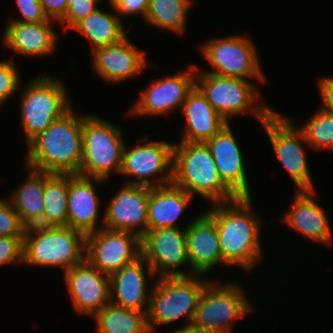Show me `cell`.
<instances>
[{"label": "cell", "mask_w": 333, "mask_h": 333, "mask_svg": "<svg viewBox=\"0 0 333 333\" xmlns=\"http://www.w3.org/2000/svg\"><path fill=\"white\" fill-rule=\"evenodd\" d=\"M298 128L303 132L310 149L333 151V114L319 108Z\"/></svg>", "instance_id": "obj_32"}, {"label": "cell", "mask_w": 333, "mask_h": 333, "mask_svg": "<svg viewBox=\"0 0 333 333\" xmlns=\"http://www.w3.org/2000/svg\"><path fill=\"white\" fill-rule=\"evenodd\" d=\"M99 0H67V10L65 16L58 22L65 32L71 29L81 19L95 12L98 8Z\"/></svg>", "instance_id": "obj_35"}, {"label": "cell", "mask_w": 333, "mask_h": 333, "mask_svg": "<svg viewBox=\"0 0 333 333\" xmlns=\"http://www.w3.org/2000/svg\"><path fill=\"white\" fill-rule=\"evenodd\" d=\"M12 263L23 265V237L0 236V266Z\"/></svg>", "instance_id": "obj_36"}, {"label": "cell", "mask_w": 333, "mask_h": 333, "mask_svg": "<svg viewBox=\"0 0 333 333\" xmlns=\"http://www.w3.org/2000/svg\"><path fill=\"white\" fill-rule=\"evenodd\" d=\"M68 174L43 171L42 226H67Z\"/></svg>", "instance_id": "obj_29"}, {"label": "cell", "mask_w": 333, "mask_h": 333, "mask_svg": "<svg viewBox=\"0 0 333 333\" xmlns=\"http://www.w3.org/2000/svg\"><path fill=\"white\" fill-rule=\"evenodd\" d=\"M30 170L28 177L19 184L8 200L19 215L22 224L28 228L42 226L43 216V171Z\"/></svg>", "instance_id": "obj_27"}, {"label": "cell", "mask_w": 333, "mask_h": 333, "mask_svg": "<svg viewBox=\"0 0 333 333\" xmlns=\"http://www.w3.org/2000/svg\"><path fill=\"white\" fill-rule=\"evenodd\" d=\"M54 22L22 23L8 21L4 28L3 45L13 54L47 56L56 50L59 34L53 30Z\"/></svg>", "instance_id": "obj_24"}, {"label": "cell", "mask_w": 333, "mask_h": 333, "mask_svg": "<svg viewBox=\"0 0 333 333\" xmlns=\"http://www.w3.org/2000/svg\"><path fill=\"white\" fill-rule=\"evenodd\" d=\"M213 280L203 289L191 324L221 333H232L234 322L253 313L252 303L238 282L226 281L223 284Z\"/></svg>", "instance_id": "obj_9"}, {"label": "cell", "mask_w": 333, "mask_h": 333, "mask_svg": "<svg viewBox=\"0 0 333 333\" xmlns=\"http://www.w3.org/2000/svg\"><path fill=\"white\" fill-rule=\"evenodd\" d=\"M73 109L27 144L26 167L49 174L79 173L86 114L79 116Z\"/></svg>", "instance_id": "obj_2"}, {"label": "cell", "mask_w": 333, "mask_h": 333, "mask_svg": "<svg viewBox=\"0 0 333 333\" xmlns=\"http://www.w3.org/2000/svg\"><path fill=\"white\" fill-rule=\"evenodd\" d=\"M95 320L96 333H150L146 313L108 303Z\"/></svg>", "instance_id": "obj_30"}, {"label": "cell", "mask_w": 333, "mask_h": 333, "mask_svg": "<svg viewBox=\"0 0 333 333\" xmlns=\"http://www.w3.org/2000/svg\"><path fill=\"white\" fill-rule=\"evenodd\" d=\"M261 125L297 191L316 190L304 147L310 149V146L303 132L296 127V121L274 110Z\"/></svg>", "instance_id": "obj_11"}, {"label": "cell", "mask_w": 333, "mask_h": 333, "mask_svg": "<svg viewBox=\"0 0 333 333\" xmlns=\"http://www.w3.org/2000/svg\"><path fill=\"white\" fill-rule=\"evenodd\" d=\"M316 190H296L290 209L282 217L287 226L314 243L330 246L332 228L327 212L317 203Z\"/></svg>", "instance_id": "obj_23"}, {"label": "cell", "mask_w": 333, "mask_h": 333, "mask_svg": "<svg viewBox=\"0 0 333 333\" xmlns=\"http://www.w3.org/2000/svg\"><path fill=\"white\" fill-rule=\"evenodd\" d=\"M230 124L227 123L205 143L211 151L223 183L237 197H252L243 154Z\"/></svg>", "instance_id": "obj_19"}, {"label": "cell", "mask_w": 333, "mask_h": 333, "mask_svg": "<svg viewBox=\"0 0 333 333\" xmlns=\"http://www.w3.org/2000/svg\"><path fill=\"white\" fill-rule=\"evenodd\" d=\"M48 19L57 23L65 16L67 0H39Z\"/></svg>", "instance_id": "obj_40"}, {"label": "cell", "mask_w": 333, "mask_h": 333, "mask_svg": "<svg viewBox=\"0 0 333 333\" xmlns=\"http://www.w3.org/2000/svg\"><path fill=\"white\" fill-rule=\"evenodd\" d=\"M119 0H108V4L114 6Z\"/></svg>", "instance_id": "obj_42"}, {"label": "cell", "mask_w": 333, "mask_h": 333, "mask_svg": "<svg viewBox=\"0 0 333 333\" xmlns=\"http://www.w3.org/2000/svg\"><path fill=\"white\" fill-rule=\"evenodd\" d=\"M142 256L156 278L188 276L179 269L186 264L190 267L185 228L148 230L142 237Z\"/></svg>", "instance_id": "obj_15"}, {"label": "cell", "mask_w": 333, "mask_h": 333, "mask_svg": "<svg viewBox=\"0 0 333 333\" xmlns=\"http://www.w3.org/2000/svg\"><path fill=\"white\" fill-rule=\"evenodd\" d=\"M109 201L101 220L103 227L132 232L142 238L147 232L149 187L123 184Z\"/></svg>", "instance_id": "obj_17"}, {"label": "cell", "mask_w": 333, "mask_h": 333, "mask_svg": "<svg viewBox=\"0 0 333 333\" xmlns=\"http://www.w3.org/2000/svg\"><path fill=\"white\" fill-rule=\"evenodd\" d=\"M85 235L68 226H31L23 237V264L61 267L66 272L85 259Z\"/></svg>", "instance_id": "obj_4"}, {"label": "cell", "mask_w": 333, "mask_h": 333, "mask_svg": "<svg viewBox=\"0 0 333 333\" xmlns=\"http://www.w3.org/2000/svg\"><path fill=\"white\" fill-rule=\"evenodd\" d=\"M196 64L188 65L186 71L157 78L146 86L144 92L128 112L129 115L148 117L162 116L182 108L189 92L195 86Z\"/></svg>", "instance_id": "obj_14"}, {"label": "cell", "mask_w": 333, "mask_h": 333, "mask_svg": "<svg viewBox=\"0 0 333 333\" xmlns=\"http://www.w3.org/2000/svg\"><path fill=\"white\" fill-rule=\"evenodd\" d=\"M105 182L107 181L78 174H68V227L83 233L85 236L103 228L104 222H99L101 199L96 192L95 183Z\"/></svg>", "instance_id": "obj_21"}, {"label": "cell", "mask_w": 333, "mask_h": 333, "mask_svg": "<svg viewBox=\"0 0 333 333\" xmlns=\"http://www.w3.org/2000/svg\"><path fill=\"white\" fill-rule=\"evenodd\" d=\"M143 138L132 148L124 146L119 175L133 177L124 184L157 187L172 183L173 144L148 141L147 135Z\"/></svg>", "instance_id": "obj_12"}, {"label": "cell", "mask_w": 333, "mask_h": 333, "mask_svg": "<svg viewBox=\"0 0 333 333\" xmlns=\"http://www.w3.org/2000/svg\"><path fill=\"white\" fill-rule=\"evenodd\" d=\"M25 229L10 201L0 197V236L24 237Z\"/></svg>", "instance_id": "obj_34"}, {"label": "cell", "mask_w": 333, "mask_h": 333, "mask_svg": "<svg viewBox=\"0 0 333 333\" xmlns=\"http://www.w3.org/2000/svg\"><path fill=\"white\" fill-rule=\"evenodd\" d=\"M156 280L152 268L141 256L109 276L110 303L126 309L148 312V281Z\"/></svg>", "instance_id": "obj_22"}, {"label": "cell", "mask_w": 333, "mask_h": 333, "mask_svg": "<svg viewBox=\"0 0 333 333\" xmlns=\"http://www.w3.org/2000/svg\"><path fill=\"white\" fill-rule=\"evenodd\" d=\"M142 256V238L132 232L101 228L85 237V259L110 276Z\"/></svg>", "instance_id": "obj_13"}, {"label": "cell", "mask_w": 333, "mask_h": 333, "mask_svg": "<svg viewBox=\"0 0 333 333\" xmlns=\"http://www.w3.org/2000/svg\"><path fill=\"white\" fill-rule=\"evenodd\" d=\"M172 183L192 197L199 195L213 204L238 198L221 180L204 142L173 143Z\"/></svg>", "instance_id": "obj_3"}, {"label": "cell", "mask_w": 333, "mask_h": 333, "mask_svg": "<svg viewBox=\"0 0 333 333\" xmlns=\"http://www.w3.org/2000/svg\"><path fill=\"white\" fill-rule=\"evenodd\" d=\"M246 35L208 38L199 46L200 52L212 70L204 73L264 83L266 78L260 66L256 45Z\"/></svg>", "instance_id": "obj_10"}, {"label": "cell", "mask_w": 333, "mask_h": 333, "mask_svg": "<svg viewBox=\"0 0 333 333\" xmlns=\"http://www.w3.org/2000/svg\"><path fill=\"white\" fill-rule=\"evenodd\" d=\"M181 110L185 123L180 141L205 143L228 123L196 86L189 92Z\"/></svg>", "instance_id": "obj_25"}, {"label": "cell", "mask_w": 333, "mask_h": 333, "mask_svg": "<svg viewBox=\"0 0 333 333\" xmlns=\"http://www.w3.org/2000/svg\"><path fill=\"white\" fill-rule=\"evenodd\" d=\"M252 203V197H238L231 202L213 204L206 211L216 224L224 262L247 273L264 261L262 220L253 211Z\"/></svg>", "instance_id": "obj_1"}, {"label": "cell", "mask_w": 333, "mask_h": 333, "mask_svg": "<svg viewBox=\"0 0 333 333\" xmlns=\"http://www.w3.org/2000/svg\"><path fill=\"white\" fill-rule=\"evenodd\" d=\"M125 24L115 12L101 10L100 7L95 12L81 19L71 29L79 32L92 43L93 51L96 48L112 45L121 41L129 34V29L125 30Z\"/></svg>", "instance_id": "obj_28"}, {"label": "cell", "mask_w": 333, "mask_h": 333, "mask_svg": "<svg viewBox=\"0 0 333 333\" xmlns=\"http://www.w3.org/2000/svg\"><path fill=\"white\" fill-rule=\"evenodd\" d=\"M13 57L16 55L9 60L0 61V106L13 97L12 95L17 94L23 81Z\"/></svg>", "instance_id": "obj_33"}, {"label": "cell", "mask_w": 333, "mask_h": 333, "mask_svg": "<svg viewBox=\"0 0 333 333\" xmlns=\"http://www.w3.org/2000/svg\"><path fill=\"white\" fill-rule=\"evenodd\" d=\"M20 12L19 19H9L8 21H17L22 23L55 22L48 19L45 15L39 0H15Z\"/></svg>", "instance_id": "obj_37"}, {"label": "cell", "mask_w": 333, "mask_h": 333, "mask_svg": "<svg viewBox=\"0 0 333 333\" xmlns=\"http://www.w3.org/2000/svg\"><path fill=\"white\" fill-rule=\"evenodd\" d=\"M317 85L324 105L320 109L333 114V75L320 77Z\"/></svg>", "instance_id": "obj_39"}, {"label": "cell", "mask_w": 333, "mask_h": 333, "mask_svg": "<svg viewBox=\"0 0 333 333\" xmlns=\"http://www.w3.org/2000/svg\"><path fill=\"white\" fill-rule=\"evenodd\" d=\"M116 124L97 115L83 119L82 159L78 175L107 181L120 173L125 140ZM112 173V174H111Z\"/></svg>", "instance_id": "obj_8"}, {"label": "cell", "mask_w": 333, "mask_h": 333, "mask_svg": "<svg viewBox=\"0 0 333 333\" xmlns=\"http://www.w3.org/2000/svg\"><path fill=\"white\" fill-rule=\"evenodd\" d=\"M32 79L19 89V118L26 145L72 108L68 89L60 77L42 74Z\"/></svg>", "instance_id": "obj_6"}, {"label": "cell", "mask_w": 333, "mask_h": 333, "mask_svg": "<svg viewBox=\"0 0 333 333\" xmlns=\"http://www.w3.org/2000/svg\"><path fill=\"white\" fill-rule=\"evenodd\" d=\"M193 197L184 189L170 183L149 187L147 231L160 228H182L177 223Z\"/></svg>", "instance_id": "obj_26"}, {"label": "cell", "mask_w": 333, "mask_h": 333, "mask_svg": "<svg viewBox=\"0 0 333 333\" xmlns=\"http://www.w3.org/2000/svg\"><path fill=\"white\" fill-rule=\"evenodd\" d=\"M171 333H221L215 330H208L189 324L187 326H182L176 330H173Z\"/></svg>", "instance_id": "obj_41"}, {"label": "cell", "mask_w": 333, "mask_h": 333, "mask_svg": "<svg viewBox=\"0 0 333 333\" xmlns=\"http://www.w3.org/2000/svg\"><path fill=\"white\" fill-rule=\"evenodd\" d=\"M128 37L92 51L91 66L104 81L117 84L136 78L149 63L146 51L134 45Z\"/></svg>", "instance_id": "obj_18"}, {"label": "cell", "mask_w": 333, "mask_h": 333, "mask_svg": "<svg viewBox=\"0 0 333 333\" xmlns=\"http://www.w3.org/2000/svg\"><path fill=\"white\" fill-rule=\"evenodd\" d=\"M108 5V7L113 8L112 11H115L120 18L123 15L132 17L140 14L145 19L149 0H119L114 6Z\"/></svg>", "instance_id": "obj_38"}, {"label": "cell", "mask_w": 333, "mask_h": 333, "mask_svg": "<svg viewBox=\"0 0 333 333\" xmlns=\"http://www.w3.org/2000/svg\"><path fill=\"white\" fill-rule=\"evenodd\" d=\"M198 69L196 65L195 86L228 123L230 118L246 112L262 123L274 111L258 101L261 93L253 81L204 73Z\"/></svg>", "instance_id": "obj_7"}, {"label": "cell", "mask_w": 333, "mask_h": 333, "mask_svg": "<svg viewBox=\"0 0 333 333\" xmlns=\"http://www.w3.org/2000/svg\"><path fill=\"white\" fill-rule=\"evenodd\" d=\"M185 235L190 262L188 276L205 275L218 264L227 266L221 254L216 224L206 210L185 225Z\"/></svg>", "instance_id": "obj_20"}, {"label": "cell", "mask_w": 333, "mask_h": 333, "mask_svg": "<svg viewBox=\"0 0 333 333\" xmlns=\"http://www.w3.org/2000/svg\"><path fill=\"white\" fill-rule=\"evenodd\" d=\"M155 281L146 314L149 332L155 333L156 326H167L184 317L185 326L191 324L198 299L210 279H205L203 275H192L158 277Z\"/></svg>", "instance_id": "obj_5"}, {"label": "cell", "mask_w": 333, "mask_h": 333, "mask_svg": "<svg viewBox=\"0 0 333 333\" xmlns=\"http://www.w3.org/2000/svg\"><path fill=\"white\" fill-rule=\"evenodd\" d=\"M193 0H149L145 22L159 29L183 35Z\"/></svg>", "instance_id": "obj_31"}, {"label": "cell", "mask_w": 333, "mask_h": 333, "mask_svg": "<svg viewBox=\"0 0 333 333\" xmlns=\"http://www.w3.org/2000/svg\"><path fill=\"white\" fill-rule=\"evenodd\" d=\"M74 311L93 318L110 303L109 276L86 259L62 272Z\"/></svg>", "instance_id": "obj_16"}]
</instances>
